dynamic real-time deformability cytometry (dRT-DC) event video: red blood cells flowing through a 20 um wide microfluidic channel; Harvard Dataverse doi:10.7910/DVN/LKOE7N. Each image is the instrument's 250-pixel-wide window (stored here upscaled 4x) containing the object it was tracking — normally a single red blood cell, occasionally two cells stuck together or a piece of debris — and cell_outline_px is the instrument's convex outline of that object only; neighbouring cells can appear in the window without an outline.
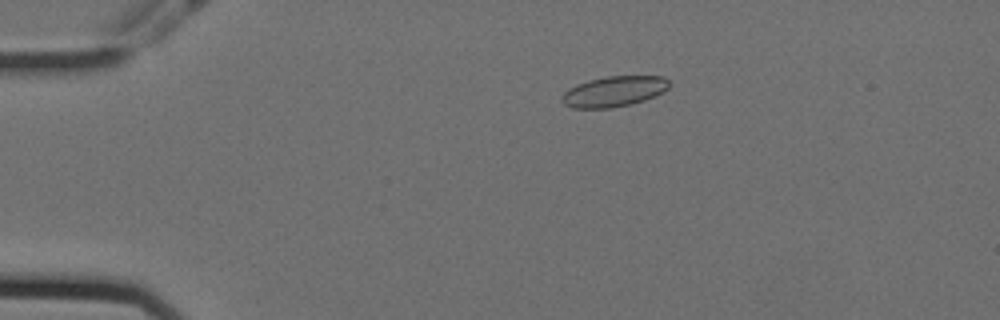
{"species": "Egyptian fruit bat (a non-hibernating species)", "species_latin": "Rousettus aegyptiacus", "temperature_condition": "cold", "stored_images_in_passage": 48, "camera_frame_rate_fps": 3000, "um_per_image_px": 0.085, "animal": {"sex": "female"}, "frame": {"image": 1, "passage_image": 2, "time_ms": 0.333, "image_size_px": [1000, 320], "cell_outline_px": [[668, 88], [664, 92], [656, 96], [632, 104], [608, 108], [572, 108], [564, 104], [560, 100], [560, 96], [568, 88], [576, 84], [588, 80], [604, 76], [664, 76], [668, 80]], "centroid_in_image_um": [52.15, 7.77], "position_along_channel_um": 32.8, "area_um2": 19.31}}
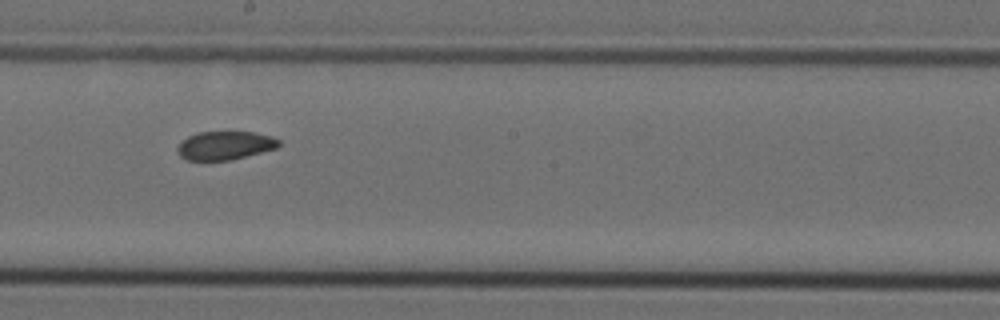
{"frame": {"image": 2, "passage_image": 23, "time_ms": 7.333, "image_size_px": [1000, 320], "cell_outline_px": [[280, 144], [276, 148], [232, 160], [188, 160], [180, 156], [176, 152], [176, 148], [188, 136], [196, 132], [252, 132], [272, 136], [280, 140]], "centroid_in_image_um": [19.12, 12.36], "position_along_channel_um": 229.1, "area_um2": 16.82}}
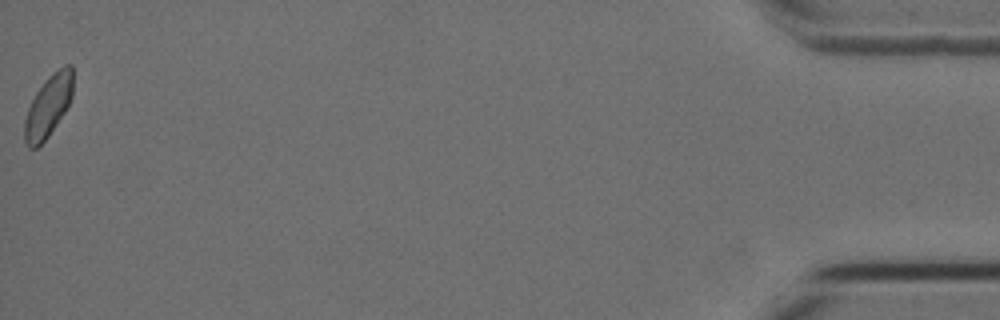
{"frame": {"image": 3, "passage_image": 48, "time_ms": 15.667, "image_size_px": [1000, 320], "cell_outline_px": [[72, 96], [64, 112], [48, 136], [36, 148], [28, 148], [24, 140], [24, 120], [28, 108], [36, 92], [44, 80], [52, 72], [64, 64], [72, 64]], "centroid_in_image_um": [4.09, 8.99], "position_along_channel_um": 431.1, "area_um2": 17.34}, "authors_computed_cell_mechanics": {"area_um2": 17.918, "velocity_mm_per_s": 3.5459, "shape_relaxation_time_tau1_ms": null, "shape_relaxation_time_tau2_ms": 2.116, "deformation_change_tau1": null, "deformation_change_tau2": 0.0607}}